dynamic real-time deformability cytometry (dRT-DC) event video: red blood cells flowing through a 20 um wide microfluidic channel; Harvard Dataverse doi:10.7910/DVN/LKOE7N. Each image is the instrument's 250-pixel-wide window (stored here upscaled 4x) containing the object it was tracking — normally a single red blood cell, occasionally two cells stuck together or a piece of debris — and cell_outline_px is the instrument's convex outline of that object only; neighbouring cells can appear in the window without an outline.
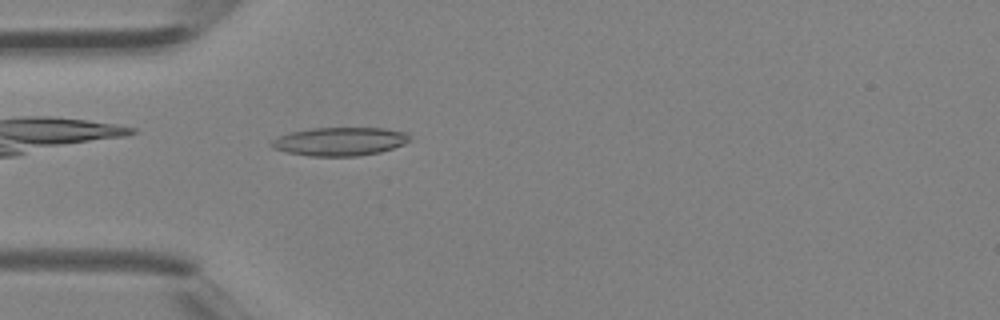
{"species": "Egyptian fruit bat (a non-hibernating species)", "species_latin": "Rousettus aegyptiacus", "temperature_condition": "room temperature", "stored_images_in_passage": 31, "camera_frame_rate_fps": 3000, "um_per_image_px": 0.085, "animal": {"sex": "female"}, "frame": {"image": 1, "passage_image": 3, "time_ms": 0.667, "image_size_px": [1000, 320], "cell_outline_px": [[412, 140], [404, 144], [380, 152], [356, 156], [312, 156], [288, 152], [272, 148], [268, 144], [272, 140], [280, 136], [292, 132], [312, 128], [384, 128], [408, 132]], "centroid_in_image_um": [28.92, 12.02], "position_along_channel_um": 56.1, "area_um2": 22.89}}
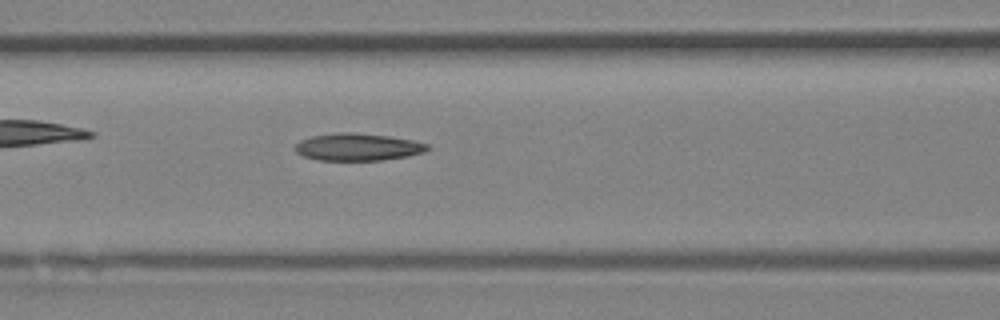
{"frame": {"image": 2, "passage_image": 8, "time_ms": 2.333, "image_size_px": [1000, 320], "cell_outline_px": [[428, 148], [424, 152], [408, 156], [380, 160], [320, 160], [304, 156], [296, 152], [296, 144], [300, 140], [312, 136], [340, 132], [352, 132], [388, 136], [412, 140], [428, 144]], "centroid_in_image_um": [30.41, 12.49], "position_along_channel_um": 136.2, "area_um2": 20.81}}
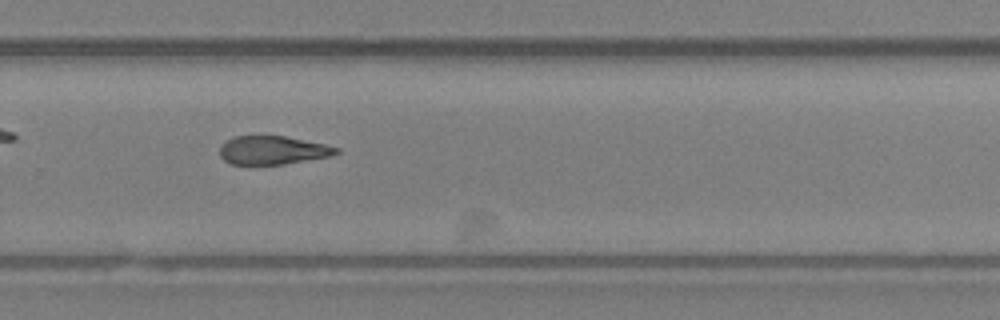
{"frame": {"image": 3, "passage_image": 18, "time_ms": 5.667, "image_size_px": [1000, 320], "cell_outline_px": [[340, 152], [332, 156], [284, 164], [232, 164], [224, 160], [220, 156], [220, 148], [228, 140], [236, 136], [284, 136], [324, 144], [340, 148]], "centroid_in_image_um": [23.22, 12.77], "position_along_channel_um": 306.6, "area_um2": 19.13}}